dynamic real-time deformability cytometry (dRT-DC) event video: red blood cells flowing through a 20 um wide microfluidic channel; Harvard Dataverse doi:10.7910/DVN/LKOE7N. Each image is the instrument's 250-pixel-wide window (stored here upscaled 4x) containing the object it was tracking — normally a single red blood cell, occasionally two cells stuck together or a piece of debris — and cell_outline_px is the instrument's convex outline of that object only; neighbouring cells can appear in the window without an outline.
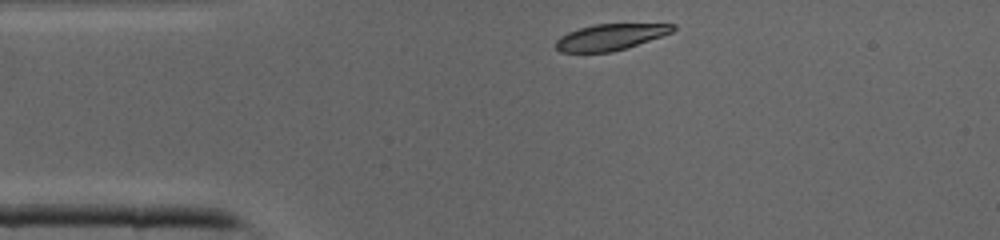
{"species": "common noctule bat (a hibernating species)", "species_latin": "Nyctalus noctula", "temperature_condition": "cold", "stored_images_in_passage": 34, "camera_frame_rate_fps": 3000, "um_per_image_px": 0.085, "animal": {"sex": "male", "body_mass_g": 19.0, "forearm_length_mm": 50.8}, "frame": {"image": 1, "passage_image": 1, "time_ms": 0.0, "image_size_px": [1000, 240], "cell_outline_px": [[676, 28], [672, 32], [612, 52], [560, 52], [556, 48], [556, 40], [560, 36], [568, 32], [580, 28], [596, 24], [676, 24]], "centroid_in_image_um": [51.84, 3.14], "position_along_channel_um": 33.2, "area_um2": 17.51}}
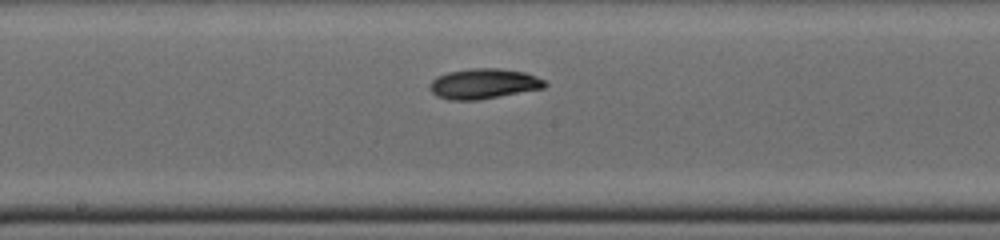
{"frame": {"image": 2, "passage_image": 14, "time_ms": 4.333, "image_size_px": [1000, 240], "cell_outline_px": [[548, 84], [544, 88], [476, 100], [448, 100], [436, 96], [428, 88], [432, 80], [436, 76], [448, 72], [472, 68], [500, 68], [524, 72], [536, 76], [544, 80]], "centroid_in_image_um": [41.08, 7.11], "position_along_channel_um": 207.1, "area_um2": 20.29}}
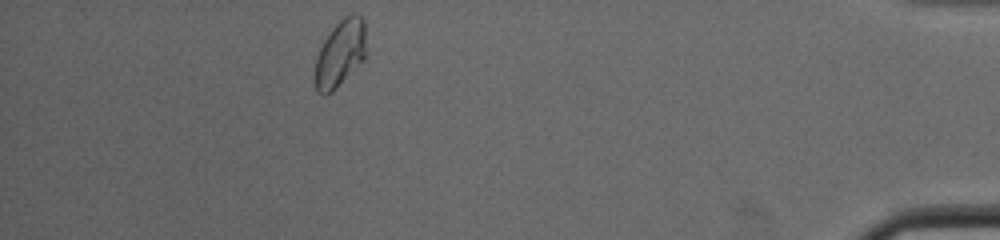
{"frame": {"image": 3, "passage_image": 30, "time_ms": 9.667, "image_size_px": [1000, 240], "cell_outline_px": [[368, 52], [364, 60], [332, 92], [324, 96], [316, 88], [312, 76], [316, 56], [324, 40], [332, 28], [344, 16], [352, 12], [360, 16], [364, 20]], "centroid_in_image_um": [28.93, 4.54], "position_along_channel_um": 406.3, "area_um2": 20.58}}